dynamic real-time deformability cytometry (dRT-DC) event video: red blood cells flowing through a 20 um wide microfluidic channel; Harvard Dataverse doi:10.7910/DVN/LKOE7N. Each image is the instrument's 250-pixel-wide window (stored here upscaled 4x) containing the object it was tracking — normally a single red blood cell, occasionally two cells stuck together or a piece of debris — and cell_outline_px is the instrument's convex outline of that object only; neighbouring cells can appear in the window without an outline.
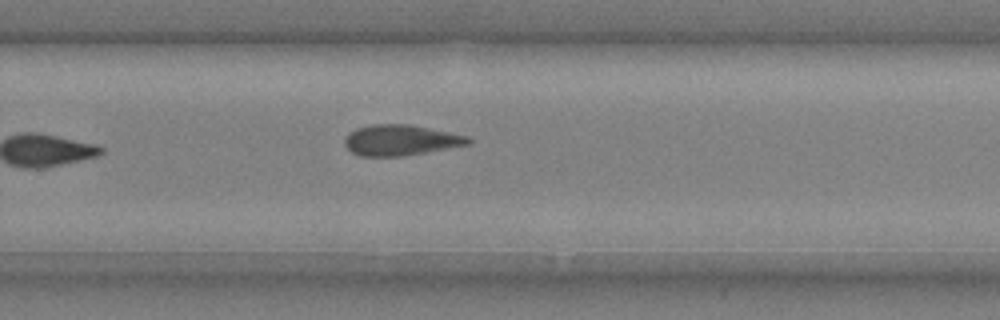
{"species": "common noctule bat (a hibernating species)", "species_latin": "Nyctalus noctula", "temperature_condition": "cold", "stored_images_in_passage": 10, "camera_frame_rate_fps": 3000, "um_per_image_px": 0.085, "animal": {"sex": "male", "body_mass_g": 20.4}, "frame": {"image": 1, "passage_image": 10, "time_ms": 3.0, "image_size_px": [1000, 320], "cell_outline_px": [[472, 140], [468, 144], [448, 148], [400, 156], [360, 156], [352, 152], [344, 144], [344, 136], [348, 132], [356, 128], [372, 124], [408, 124], [468, 136]], "centroid_in_image_um": [33.99, 11.9], "position_along_channel_um": 295.8, "area_um2": 21.91}}